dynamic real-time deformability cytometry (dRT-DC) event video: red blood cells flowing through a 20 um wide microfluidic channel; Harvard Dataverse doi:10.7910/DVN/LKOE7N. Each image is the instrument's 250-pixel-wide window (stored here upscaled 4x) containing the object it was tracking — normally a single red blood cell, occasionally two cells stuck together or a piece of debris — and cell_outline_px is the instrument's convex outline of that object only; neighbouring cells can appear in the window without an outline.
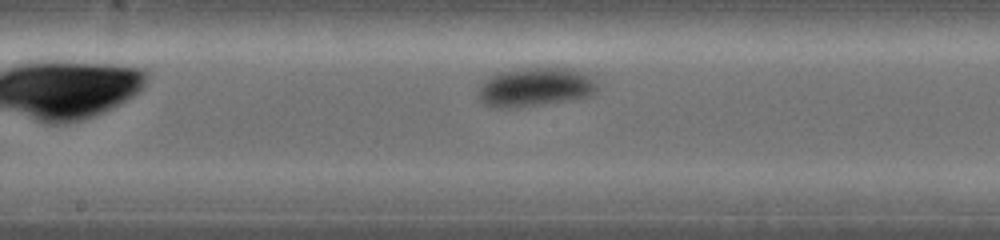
{"species": "common noctule bat (a hibernating species)", "species_latin": "Nyctalus noctula", "temperature_condition": "warm", "stored_images_in_passage": 8, "segment_of_instrument_passage": [2, 2], "camera_frame_rate_fps": 5000, "um_per_image_px": 0.085, "animal": {"sex": "female", "body_mass_g": 19.0, "forearm_length_mm": 53.3}, "frame": {"image": 1, "passage_image": 8, "time_ms": 2.8, "image_size_px": [1000, 240], "cell_outline_px": [[592, 88], [588, 92], [580, 96], [508, 108], [496, 108], [484, 104], [480, 96], [480, 92], [484, 84], [492, 76], [500, 72], [536, 68], [556, 68], [576, 72], [584, 76], [592, 84]], "centroid_in_image_um": [45.28, 7.4], "position_along_channel_um": 202.9, "area_um2": 24.04}}